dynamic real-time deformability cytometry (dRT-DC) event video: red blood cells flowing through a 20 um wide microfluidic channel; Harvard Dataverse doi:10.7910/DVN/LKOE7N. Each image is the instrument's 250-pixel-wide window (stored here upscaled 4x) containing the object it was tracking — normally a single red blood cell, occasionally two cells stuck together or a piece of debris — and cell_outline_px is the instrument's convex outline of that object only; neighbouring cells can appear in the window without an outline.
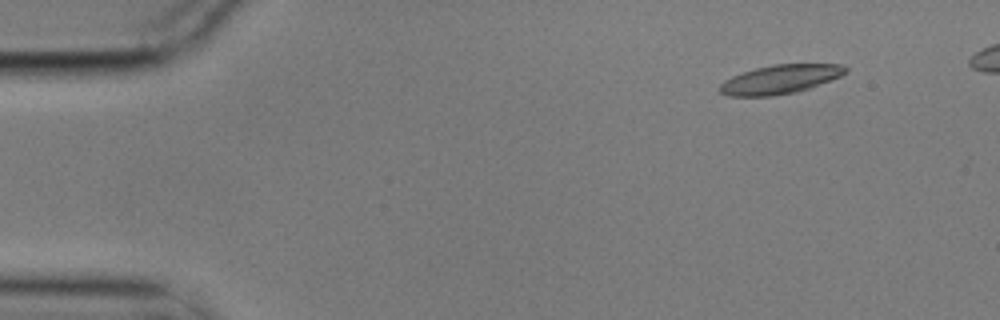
{"species": "common noctule bat (a hibernating species)", "species_latin": "Nyctalus noctula", "temperature_condition": "cold", "stored_images_in_passage": 5, "camera_frame_rate_fps": 3000, "um_per_image_px": 0.085, "animal": {"sex": "male", "body_mass_g": 17.9}, "frame": {"image": 1, "passage_image": 1, "time_ms": 0.0, "image_size_px": [1000, 320], "cell_outline_px": [[848, 72], [840, 76], [808, 88], [796, 92], [772, 96], [728, 96], [720, 92], [720, 84], [724, 80], [732, 76], [756, 68], [772, 64], [844, 64], [848, 68]], "centroid_in_image_um": [66.32, 6.73], "position_along_channel_um": 18.7, "area_um2": 21.1}}